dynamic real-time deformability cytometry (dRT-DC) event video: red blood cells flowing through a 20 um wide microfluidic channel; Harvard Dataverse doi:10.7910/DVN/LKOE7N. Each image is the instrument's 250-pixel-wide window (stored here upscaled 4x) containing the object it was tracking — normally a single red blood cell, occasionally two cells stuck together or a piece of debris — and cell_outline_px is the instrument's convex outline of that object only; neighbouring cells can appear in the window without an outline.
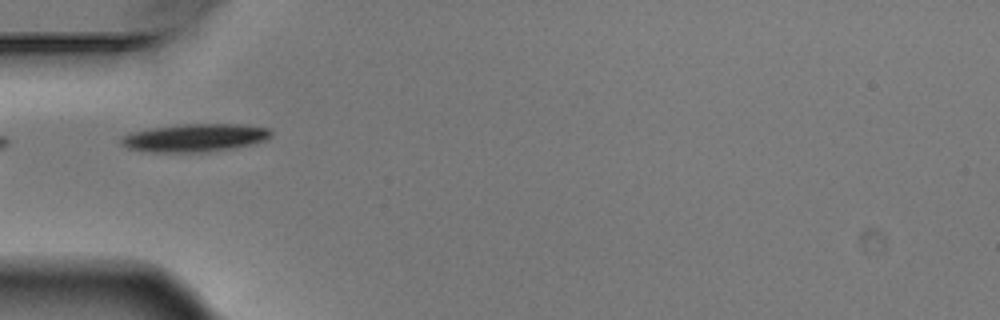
{"species": "Egyptian fruit bat (a non-hibernating species)", "species_latin": "Rousettus aegyptiacus", "temperature_condition": "warm", "stored_images_in_passage": 2, "camera_frame_rate_fps": 3000, "um_per_image_px": 0.085, "animal": {"sex": "male"}, "frame": {"image": 1, "passage_image": 1, "time_ms": 0.0, "image_size_px": [1000, 320], "cell_outline_px": [[272, 136], [264, 140], [232, 148], [208, 152], [152, 152], [128, 148], [120, 144], [120, 136], [152, 128], [184, 124], [236, 124], [268, 128], [272, 132]], "centroid_in_image_um": [16.54, 11.71], "position_along_channel_um": 68.5, "area_um2": 24.1}}
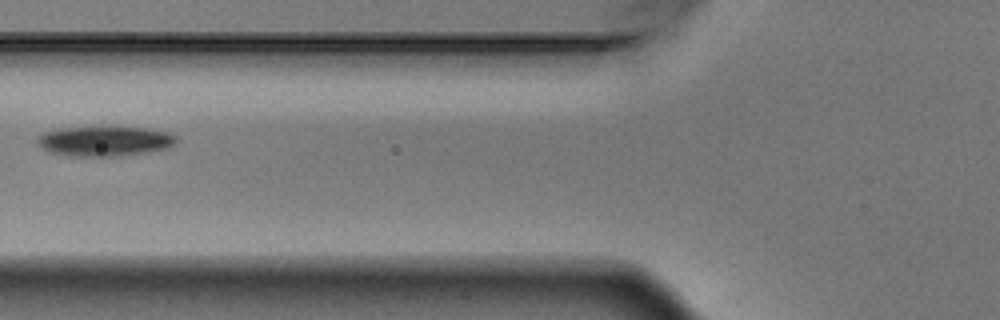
{"frame": {"image": 2, "passage_image": 2, "time_ms": 0.333, "image_size_px": [1000, 320], "cell_outline_px": [[176, 140], [168, 148], [120, 156], [72, 156], [52, 152], [40, 148], [36, 144], [36, 136], [44, 132], [60, 128], [144, 128], [168, 132], [176, 136]], "centroid_in_image_um": [8.83, 12.01], "position_along_channel_um": 117.0, "area_um2": 23.87}}